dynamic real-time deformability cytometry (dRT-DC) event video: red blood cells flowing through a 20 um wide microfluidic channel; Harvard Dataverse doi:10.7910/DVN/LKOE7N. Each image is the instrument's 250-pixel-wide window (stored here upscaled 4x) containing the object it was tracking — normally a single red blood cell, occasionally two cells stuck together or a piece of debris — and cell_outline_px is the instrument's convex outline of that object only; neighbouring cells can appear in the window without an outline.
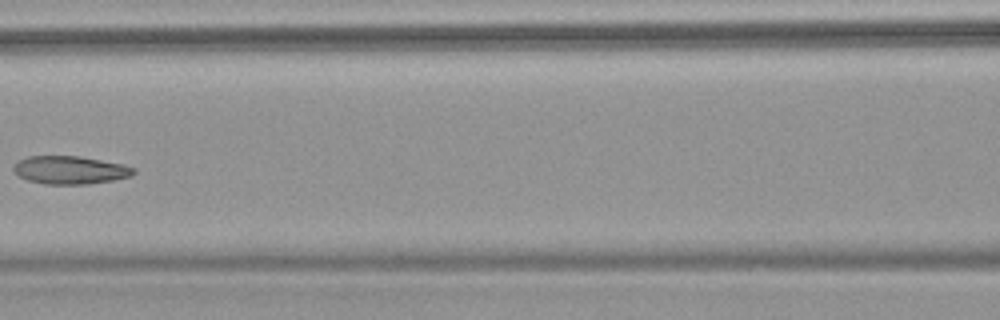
{"species": "common noctule bat (a hibernating species)", "species_latin": "Nyctalus noctula", "temperature_condition": "warm", "stored_images_in_passage": 6, "camera_frame_rate_fps": 3000, "um_per_image_px": 0.085, "animal": {"sex": "female", "body_mass_g": 18.4}, "frame": {"image": 1, "passage_image": 6, "time_ms": 6.0, "image_size_px": [1000, 320], "cell_outline_px": [[136, 172], [132, 176], [112, 180], [88, 184], [44, 184], [28, 180], [20, 176], [12, 168], [12, 164], [28, 156], [80, 156], [124, 164], [136, 168]], "centroid_in_image_um": [5.99, 14.45], "position_along_channel_um": 160.6, "area_um2": 19.71}}